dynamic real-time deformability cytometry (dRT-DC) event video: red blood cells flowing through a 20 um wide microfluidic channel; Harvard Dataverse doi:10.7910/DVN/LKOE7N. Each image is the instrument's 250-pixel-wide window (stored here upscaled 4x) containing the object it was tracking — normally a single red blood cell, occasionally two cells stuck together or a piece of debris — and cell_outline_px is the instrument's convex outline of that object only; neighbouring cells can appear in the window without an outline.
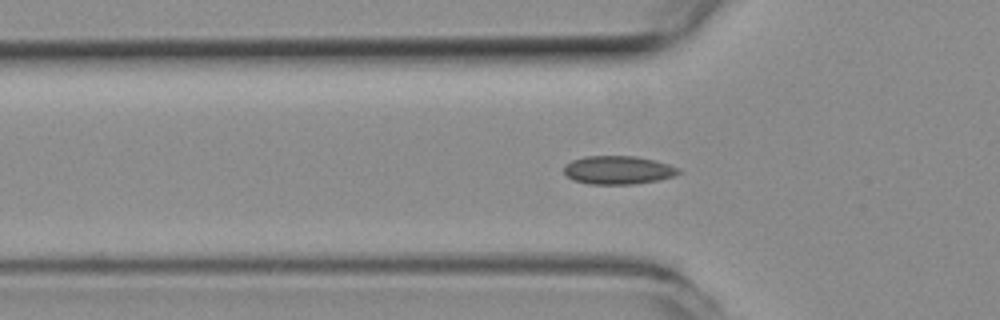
{"species": "common noctule bat (a hibernating species)", "species_latin": "Nyctalus noctula", "temperature_condition": "room temperature", "stored_images_in_passage": 40, "camera_frame_rate_fps": 3000, "um_per_image_px": 0.085, "animal": {"sex": "female", "body_mass_g": 19.3, "forearm_length_mm": 54.1}, "frame": {"image": 1, "passage_image": 2, "time_ms": 0.333, "image_size_px": [1000, 320], "cell_outline_px": [[680, 172], [676, 176], [656, 180], [632, 184], [588, 184], [572, 180], [564, 172], [564, 164], [572, 160], [584, 156], [636, 156], [656, 160], [680, 168]], "centroid_in_image_um": [52.53, 14.45], "position_along_channel_um": 73.3, "area_um2": 19.07}}
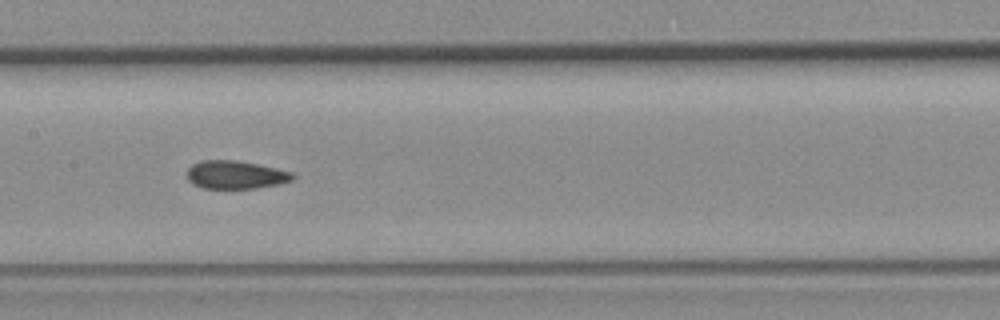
{"frame": {"image": 2, "passage_image": 11, "time_ms": 3.333, "image_size_px": [1000, 320], "cell_outline_px": [[296, 176], [292, 180], [280, 184], [256, 188], [204, 188], [192, 184], [188, 180], [188, 168], [192, 164], [200, 160], [236, 160], [276, 168], [292, 172]], "centroid_in_image_um": [20.02, 14.85], "position_along_channel_um": 187.4, "area_um2": 17.34}}
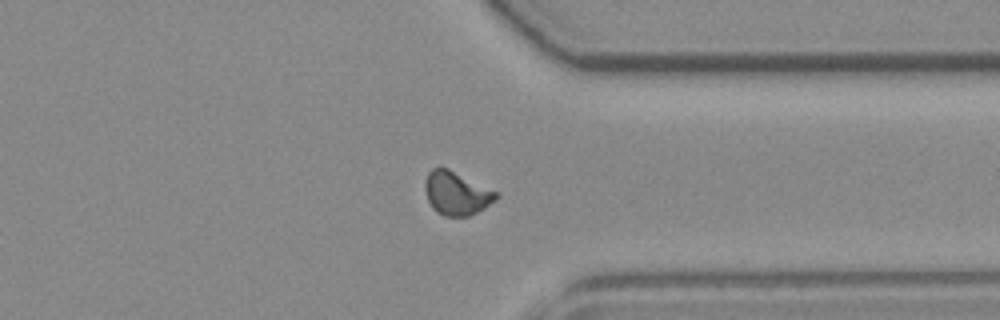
{"frame": {"image": 3, "passage_image": 26, "time_ms": 8.333, "image_size_px": [1000, 320], "cell_outline_px": [[500, 196], [496, 200], [484, 208], [468, 216], [444, 216], [436, 212], [432, 208], [428, 200], [424, 188], [424, 184], [428, 172], [432, 168], [448, 168], [500, 192]], "centroid_in_image_um": [38.83, 16.42], "position_along_channel_um": 372.6, "area_um2": 18.21}, "authors_computed_cell_mechanics": {"area_um2": 17.6579, "velocity_mm_per_s": 3.7784, "shape_relaxation_time_tau1_ms": null, "shape_relaxation_time_tau2_ms": 2.6437, "deformation_change_tau1": null, "deformation_change_tau2": 0.0451}}